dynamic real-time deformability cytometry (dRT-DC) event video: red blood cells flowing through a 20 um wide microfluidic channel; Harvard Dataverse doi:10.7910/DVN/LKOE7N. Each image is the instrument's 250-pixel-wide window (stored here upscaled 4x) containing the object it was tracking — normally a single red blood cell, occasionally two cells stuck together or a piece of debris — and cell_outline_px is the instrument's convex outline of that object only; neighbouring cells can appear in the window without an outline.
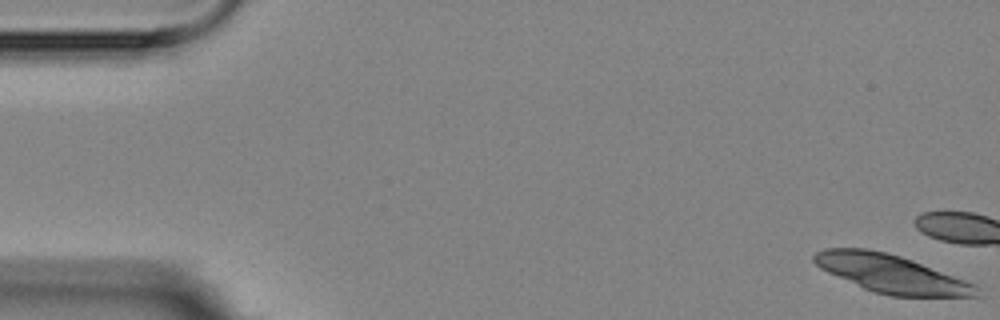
{"species": "Egyptian fruit bat (a non-hibernating species)", "species_latin": "Rousettus aegyptiacus", "temperature_condition": "room temperature", "stored_images_in_passage": 5, "camera_frame_rate_fps": 3000, "um_per_image_px": 0.085, "animal": {"sex": "female"}, "frame": {"image": 1, "passage_image": 1, "time_ms": 0.0, "image_size_px": [1000, 320], "cell_outline_px": [[980, 296], [892, 296], [872, 292], [828, 272], [820, 268], [812, 260], [812, 256], [816, 252], [824, 248], [864, 248], [888, 252], [912, 260], [976, 284], [980, 288]], "centroid_in_image_um": [75.75, 23.26], "position_along_channel_um": 9.2, "area_um2": 35.95}}